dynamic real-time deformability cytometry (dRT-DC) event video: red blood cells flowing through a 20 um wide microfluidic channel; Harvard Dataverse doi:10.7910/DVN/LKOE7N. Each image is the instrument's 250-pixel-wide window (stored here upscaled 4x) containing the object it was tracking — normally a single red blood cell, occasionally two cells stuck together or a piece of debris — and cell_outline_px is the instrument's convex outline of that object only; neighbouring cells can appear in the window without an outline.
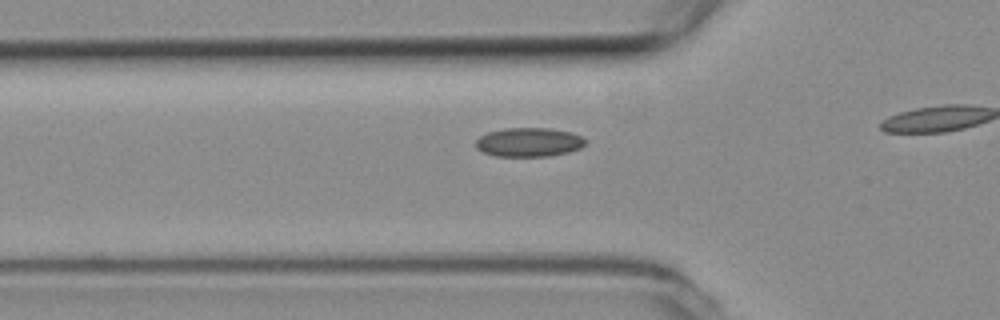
{"species": "common noctule bat (a hibernating species)", "species_latin": "Nyctalus noctula", "temperature_condition": "room temperature", "stored_images_in_passage": 9, "camera_frame_rate_fps": 3000, "um_per_image_px": 0.085, "animal": {"sex": "female", "body_mass_g": 19.3, "forearm_length_mm": 54.1}, "frame": {"image": 1, "passage_image": 4, "time_ms": 1.0, "image_size_px": [1000, 320], "cell_outline_px": [[584, 144], [580, 148], [568, 152], [548, 156], [496, 156], [484, 152], [476, 148], [476, 140], [480, 136], [488, 132], [504, 128], [548, 128], [572, 132], [580, 136], [584, 140]], "centroid_in_image_um": [44.93, 12.08], "position_along_channel_um": 80.9, "area_um2": 18.38}}
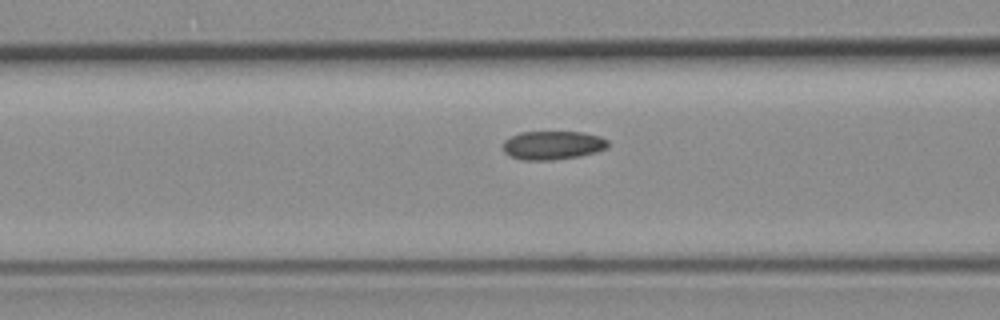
{"frame": {"image": 2, "passage_image": 7, "time_ms": 2.0, "image_size_px": [1000, 320], "cell_outline_px": [[608, 144], [604, 148], [592, 152], [576, 156], [552, 160], [524, 160], [512, 156], [504, 152], [504, 140], [520, 132], [580, 132], [600, 136], [608, 140]], "centroid_in_image_um": [46.94, 12.33], "position_along_channel_um": 119.7, "area_um2": 17.11}}